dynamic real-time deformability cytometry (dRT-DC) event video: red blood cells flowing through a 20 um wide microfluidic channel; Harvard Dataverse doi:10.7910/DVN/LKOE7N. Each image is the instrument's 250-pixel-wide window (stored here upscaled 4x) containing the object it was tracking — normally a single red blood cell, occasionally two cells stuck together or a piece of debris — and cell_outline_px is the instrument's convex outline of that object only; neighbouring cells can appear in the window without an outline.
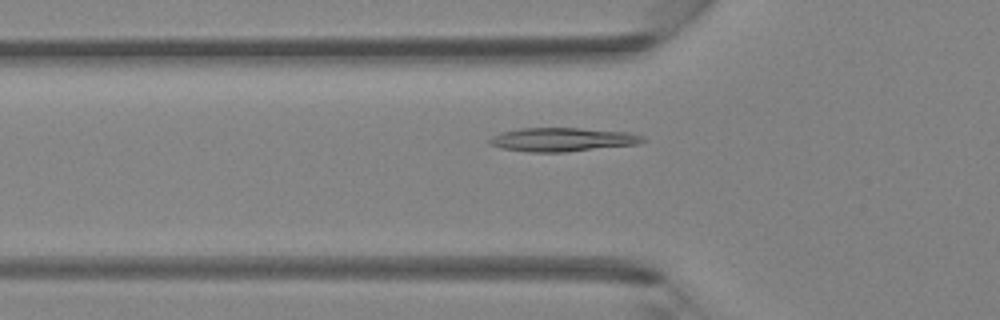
{"species": "Egyptian fruit bat (a non-hibernating species)", "species_latin": "Rousettus aegyptiacus", "temperature_condition": "room temperature", "stored_images_in_passage": 42, "camera_frame_rate_fps": 3000, "um_per_image_px": 0.085, "animal": {"sex": "female"}, "frame": {"image": 1, "passage_image": 15, "time_ms": 4.667, "image_size_px": [1000, 320], "cell_outline_px": [[648, 140], [640, 144], [568, 152], [532, 152], [500, 148], [492, 144], [488, 140], [492, 136], [500, 132], [520, 128], [580, 128], [628, 132], [644, 136]], "centroid_in_image_um": [47.86, 11.86], "position_along_channel_um": 77.9, "area_um2": 21.39}}
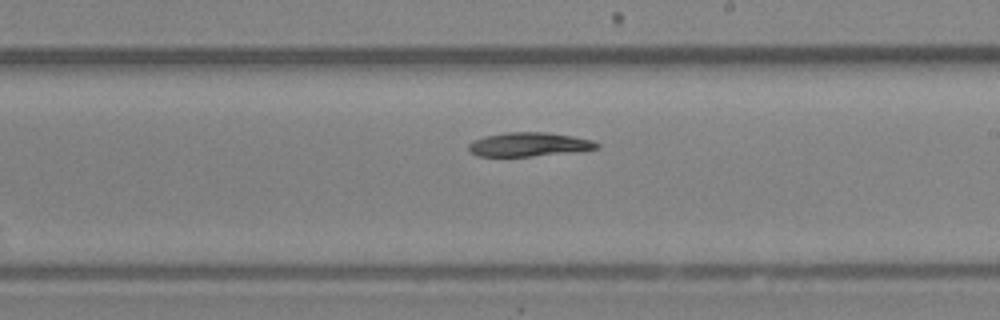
{"frame": {"image": 2, "passage_image": 26, "time_ms": 8.333, "image_size_px": [1000, 320], "cell_outline_px": [[600, 148], [576, 152], [532, 156], [476, 156], [468, 152], [468, 144], [472, 140], [484, 136], [504, 132], [548, 132], [572, 136], [592, 140], [600, 144]], "centroid_in_image_um": [44.94, 12.28], "position_along_channel_um": 244.1, "area_um2": 18.21}}
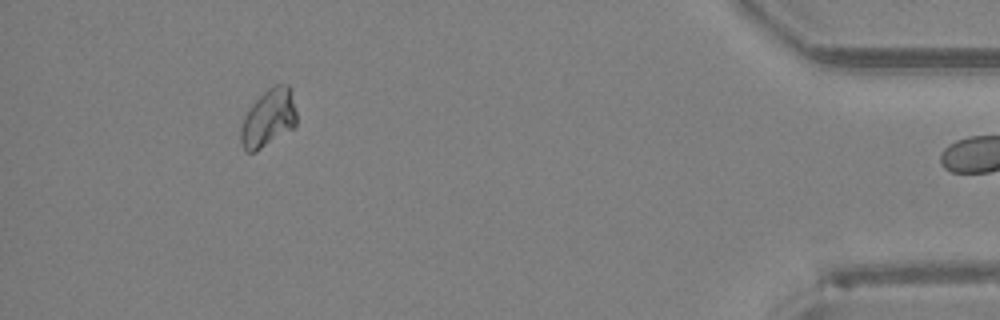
{"frame": {"image": 3, "passage_image": 41, "time_ms": 13.333, "image_size_px": [1000, 320], "cell_outline_px": [[296, 124], [292, 128], [256, 152], [244, 152], [240, 144], [240, 128], [244, 116], [252, 104], [268, 88], [276, 84], [288, 84], [292, 88], [296, 112]], "centroid_in_image_um": [22.8, 10.04], "position_along_channel_um": 412.4, "area_um2": 18.9}}